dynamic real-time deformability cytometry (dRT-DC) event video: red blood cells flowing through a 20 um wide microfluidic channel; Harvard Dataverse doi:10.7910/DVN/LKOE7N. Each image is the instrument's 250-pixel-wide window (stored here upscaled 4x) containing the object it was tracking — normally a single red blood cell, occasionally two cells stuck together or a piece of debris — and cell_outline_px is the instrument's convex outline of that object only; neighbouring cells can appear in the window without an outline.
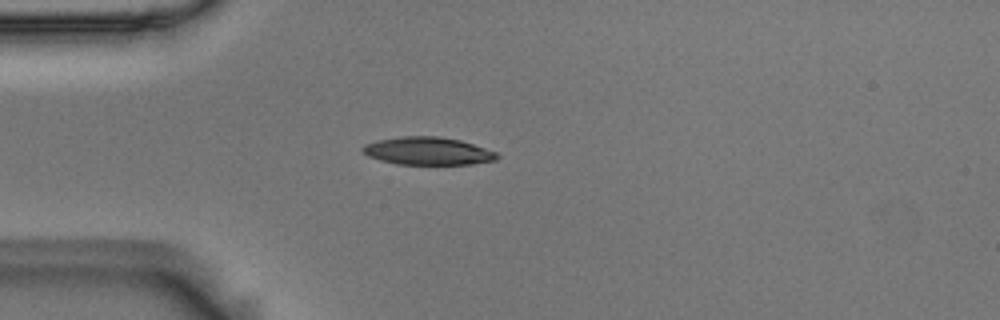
{"species": "Egyptian fruit bat (a non-hibernating species)", "species_latin": "Rousettus aegyptiacus", "temperature_condition": "room temperature", "stored_images_in_passage": 5, "camera_frame_rate_fps": 3000, "um_per_image_px": 0.085, "animal": {"sex": "male"}, "frame": {"image": 1, "passage_image": 4, "time_ms": 1.0, "image_size_px": [1000, 320], "cell_outline_px": [[500, 156], [496, 160], [472, 164], [396, 164], [380, 160], [368, 156], [360, 152], [360, 148], [364, 144], [376, 140], [400, 136], [440, 136], [460, 140], [496, 152]], "centroid_in_image_um": [36.31, 12.83], "position_along_channel_um": 48.7, "area_um2": 21.91}}